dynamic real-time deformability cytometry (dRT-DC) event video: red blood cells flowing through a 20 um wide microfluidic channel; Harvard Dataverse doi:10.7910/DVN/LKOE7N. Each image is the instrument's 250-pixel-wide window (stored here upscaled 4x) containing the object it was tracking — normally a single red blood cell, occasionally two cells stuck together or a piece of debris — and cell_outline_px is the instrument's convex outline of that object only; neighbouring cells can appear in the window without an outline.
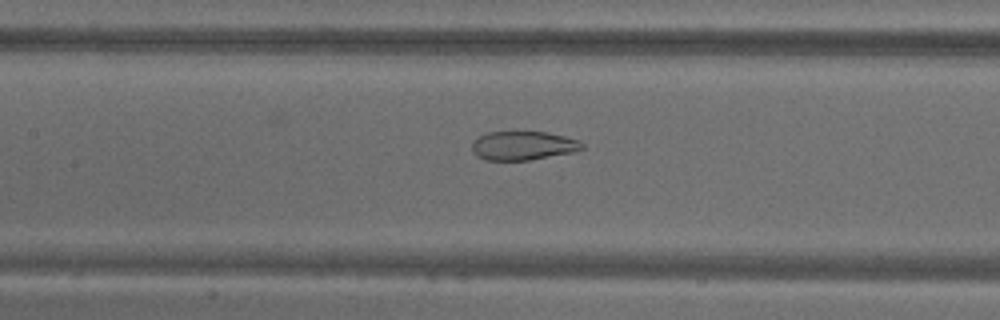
{"species": "common noctule bat (a hibernating species)", "species_latin": "Nyctalus noctula", "temperature_condition": "warm", "stored_images_in_passage": 37, "camera_frame_rate_fps": 3000, "um_per_image_px": 0.085, "animal": {"sex": "male", "body_mass_g": 18.8}, "frame": {"image": 1, "passage_image": 15, "time_ms": 4.667, "image_size_px": [1000, 320], "cell_outline_px": [[584, 148], [572, 152], [528, 160], [484, 160], [476, 156], [472, 152], [472, 144], [480, 136], [488, 132], [544, 132], [564, 136], [580, 140], [584, 144]], "centroid_in_image_um": [44.46, 12.38], "position_along_channel_um": 162.9, "area_um2": 18.38}}
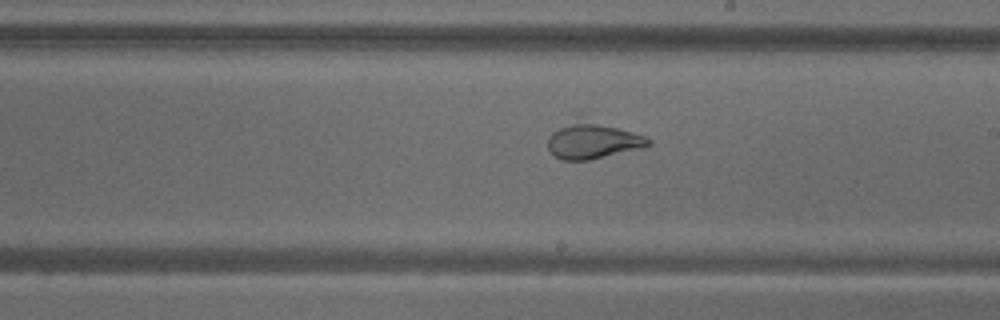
{"frame": {"image": 2, "passage_image": 23, "time_ms": 7.333, "image_size_px": [1000, 320], "cell_outline_px": [[652, 144], [640, 148], [588, 160], [564, 160], [556, 156], [548, 148], [548, 136], [552, 132], [580, 112], [644, 136], [652, 140]], "centroid_in_image_um": [50.36, 11.83], "position_along_channel_um": 238.6, "area_um2": 22.31}}
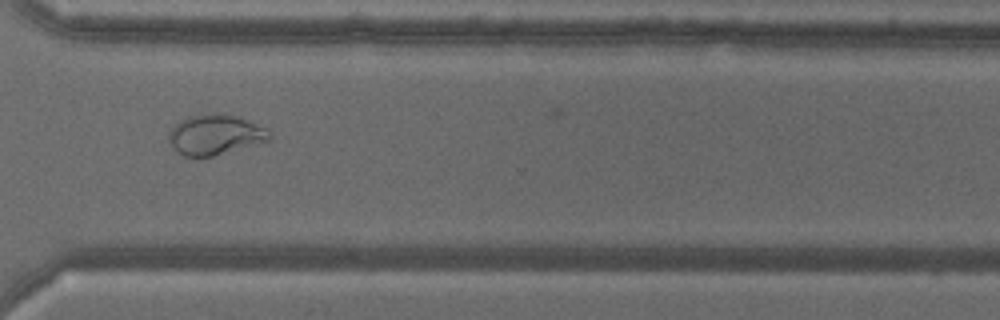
{"frame": {"image": 3, "passage_image": 35, "time_ms": 11.333, "image_size_px": [1000, 320], "cell_outline_px": [[272, 136], [268, 140], [212, 156], [184, 156], [176, 152], [168, 140], [168, 132], [180, 120], [188, 116], [204, 112], [236, 116], [248, 120], [268, 128], [272, 132]], "centroid_in_image_um": [18.27, 11.43], "position_along_channel_um": 352.3, "area_um2": 23.58}}